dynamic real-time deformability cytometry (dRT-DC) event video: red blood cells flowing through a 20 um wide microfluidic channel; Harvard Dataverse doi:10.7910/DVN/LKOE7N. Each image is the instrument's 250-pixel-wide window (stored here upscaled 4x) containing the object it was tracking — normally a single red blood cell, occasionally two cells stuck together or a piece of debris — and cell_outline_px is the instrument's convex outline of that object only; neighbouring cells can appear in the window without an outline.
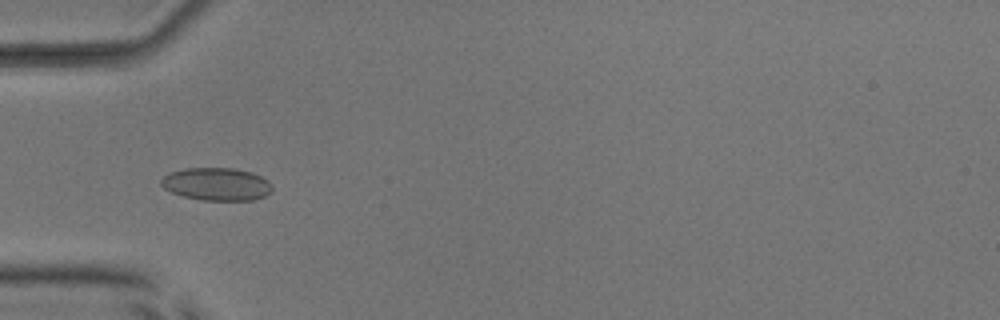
{"species": "common noctule bat (a hibernating species)", "species_latin": "Nyctalus noctula", "temperature_condition": "room temperature", "stored_images_in_passage": 52, "camera_frame_rate_fps": 3000, "um_per_image_px": 0.085, "animal": {"sex": "male", "body_mass_g": 17.9, "forearm_length_mm": 54.2}, "frame": {"image": 1, "passage_image": 17, "time_ms": 5.333, "image_size_px": [1000, 320], "cell_outline_px": [[272, 192], [264, 196], [252, 200], [204, 200], [184, 196], [172, 192], [164, 188], [160, 184], [160, 180], [164, 176], [172, 172], [184, 168], [232, 168], [252, 172], [268, 180], [272, 184]], "centroid_in_image_um": [18.43, 15.64], "position_along_channel_um": 66.6, "area_um2": 21.15}}
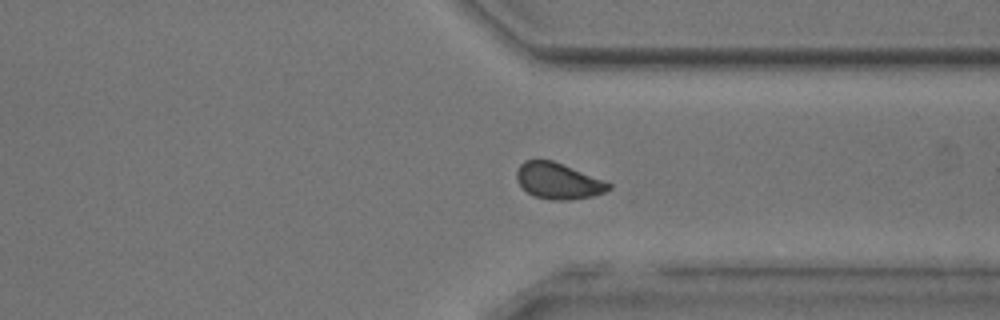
{"frame": {"image": 2, "passage_image": 40, "time_ms": 13.0, "image_size_px": [1000, 320], "cell_outline_px": [[612, 188], [604, 192], [592, 196], [568, 200], [552, 200], [536, 196], [528, 192], [516, 180], [516, 172], [520, 164], [524, 160], [552, 160], [604, 180], [612, 184]], "centroid_in_image_um": [47.45, 15.37], "position_along_channel_um": 363.9, "area_um2": 19.19}}
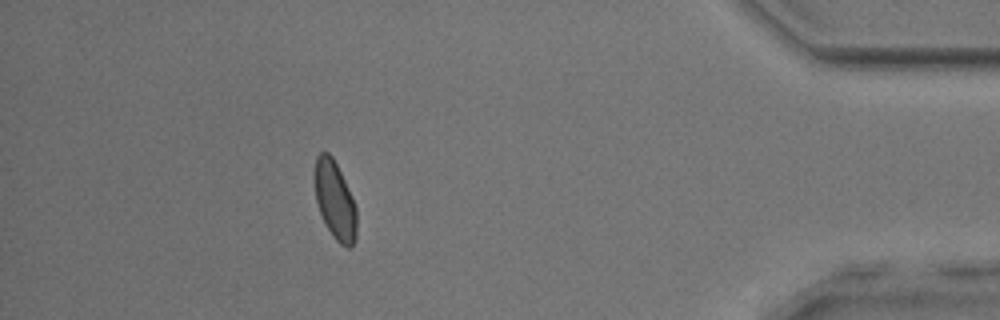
{"frame": {"image": 3, "passage_image": 47, "time_ms": 15.333, "image_size_px": [1000, 320], "cell_outline_px": [[356, 240], [352, 248], [348, 248], [340, 244], [336, 240], [328, 228], [320, 212], [316, 200], [316, 156], [320, 152], [328, 152], [332, 156], [344, 180], [356, 208]], "centroid_in_image_um": [28.49, 17.07], "position_along_channel_um": 406.7, "area_um2": 18.55}, "authors_computed_cell_mechanics": {"area_um2": 19.6809, "velocity_mm_per_s": 3.8881, "shape_relaxation_time_tau1_ms": null, "shape_relaxation_time_tau2_ms": 1.0087, "deformation_change_tau1": null, "deformation_change_tau2": 0.0508}}